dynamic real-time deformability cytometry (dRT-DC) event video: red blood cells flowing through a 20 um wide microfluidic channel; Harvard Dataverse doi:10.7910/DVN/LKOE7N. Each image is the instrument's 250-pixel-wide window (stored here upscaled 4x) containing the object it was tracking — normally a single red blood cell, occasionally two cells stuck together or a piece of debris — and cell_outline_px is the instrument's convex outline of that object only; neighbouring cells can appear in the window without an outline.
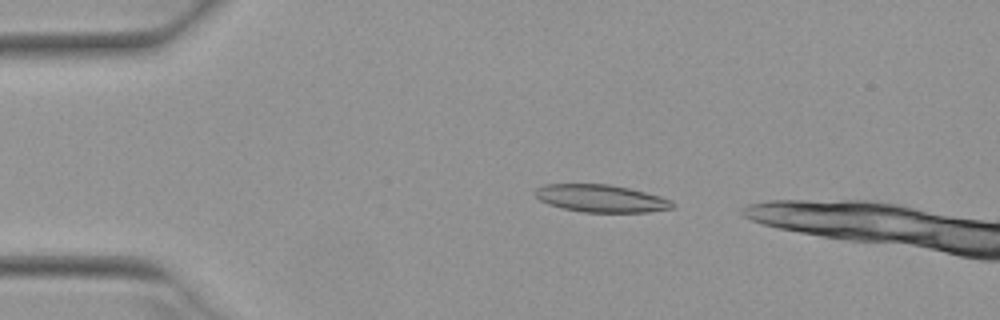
{"species": "Egyptian fruit bat (a non-hibernating species)", "species_latin": "Rousettus aegyptiacus", "temperature_condition": "warm", "stored_images_in_passage": 41, "camera_frame_rate_fps": 3000, "um_per_image_px": 0.085, "animal": {"sex": "female"}, "frame": {"image": 1, "passage_image": 6, "time_ms": 1.667, "image_size_px": [1000, 320], "cell_outline_px": [[676, 204], [672, 208], [648, 212], [584, 212], [564, 208], [548, 204], [540, 200], [536, 196], [536, 188], [544, 184], [608, 184], [628, 188], [660, 196], [672, 200]], "centroid_in_image_um": [51.11, 16.86], "position_along_channel_um": 33.9, "area_um2": 21.85}}
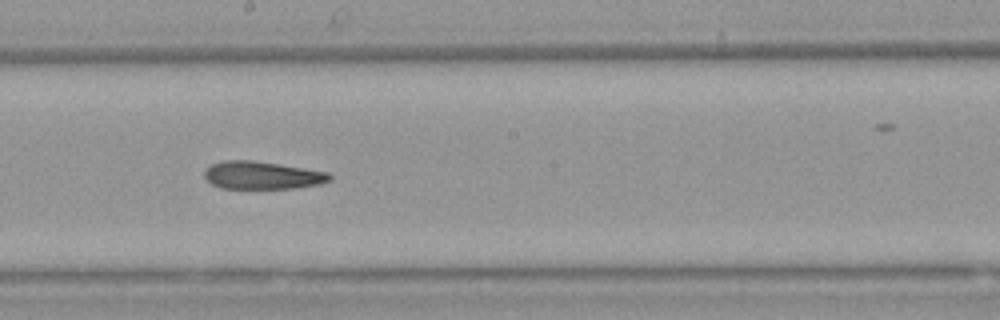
{"frame": {"image": 2, "passage_image": 24, "time_ms": 7.667, "image_size_px": [1000, 320], "cell_outline_px": [[332, 180], [320, 184], [292, 188], [220, 188], [212, 184], [204, 176], [204, 172], [212, 164], [224, 160], [252, 160], [280, 164], [328, 172], [332, 176]], "centroid_in_image_um": [22.3, 14.89], "position_along_channel_um": 225.9, "area_um2": 20.17}}
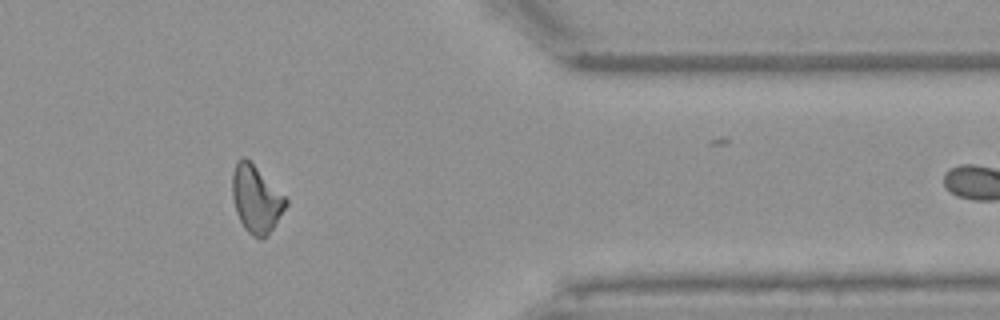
{"frame": {"image": 3, "passage_image": 38, "time_ms": 12.333, "image_size_px": [1000, 320], "cell_outline_px": [[288, 204], [268, 236], [260, 240], [252, 236], [244, 228], [236, 212], [232, 196], [232, 172], [236, 160], [244, 156], [288, 200]], "centroid_in_image_um": [21.75, 16.96], "position_along_channel_um": 389.7, "area_um2": 20.81}, "authors_computed_cell_mechanics": {"area_um2": 21.1548, "velocity_mm_per_s": 3.9501, "shape_relaxation_time_tau1_ms": null, "shape_relaxation_time_tau2_ms": 7.4766, "deformation_change_tau1": null, "deformation_change_tau2": 0.2059}}